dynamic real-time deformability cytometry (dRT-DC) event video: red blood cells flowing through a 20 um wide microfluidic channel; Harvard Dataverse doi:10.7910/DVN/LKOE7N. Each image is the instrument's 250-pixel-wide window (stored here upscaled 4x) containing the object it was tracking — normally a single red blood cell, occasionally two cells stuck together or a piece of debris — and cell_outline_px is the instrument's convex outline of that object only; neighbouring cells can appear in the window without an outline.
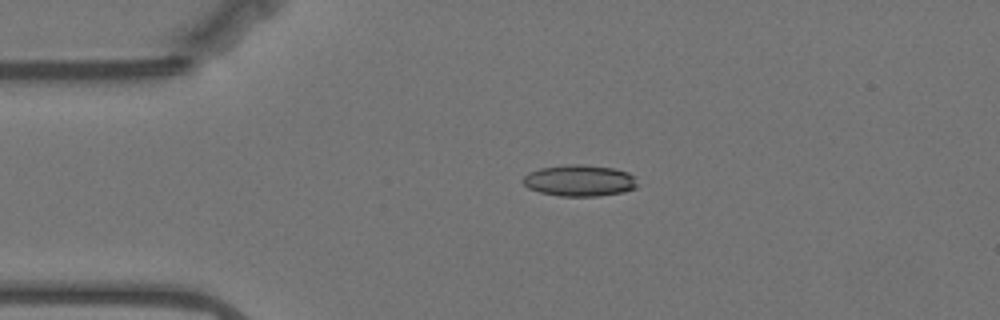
{"species": "Egyptian fruit bat (a non-hibernating species)", "species_latin": "Rousettus aegyptiacus", "temperature_condition": "warm", "stored_images_in_passage": 15, "camera_frame_rate_fps": 3000, "um_per_image_px": 0.085, "animal": {"sex": "female"}, "frame": {"image": 1, "passage_image": 1, "time_ms": 0.0, "image_size_px": [1000, 320], "cell_outline_px": [[636, 188], [624, 192], [596, 196], [560, 196], [540, 192], [528, 188], [524, 184], [524, 176], [528, 172], [540, 168], [568, 164], [580, 164], [616, 168], [628, 172], [632, 176], [636, 184]], "centroid_in_image_um": [49.25, 15.34], "position_along_channel_um": 35.8, "area_um2": 20.87}}
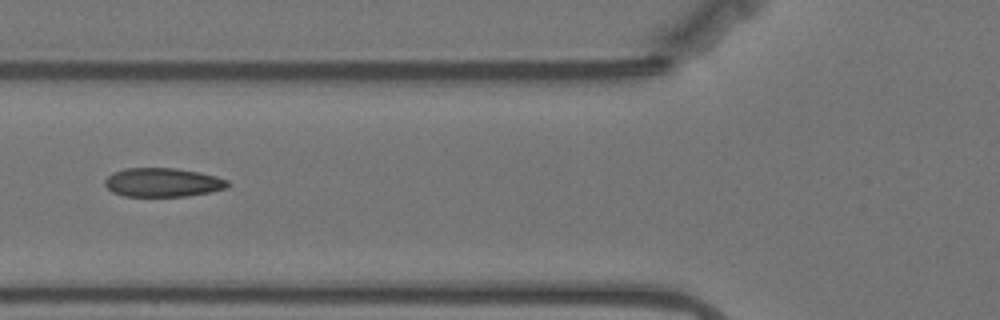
{"frame": {"image": 2, "passage_image": 10, "time_ms": 3.0, "image_size_px": [1000, 320], "cell_outline_px": [[232, 184], [228, 188], [208, 192], [184, 196], [124, 196], [112, 192], [104, 184], [104, 180], [112, 172], [124, 168], [176, 168], [200, 172], [216, 176], [228, 180]], "centroid_in_image_um": [13.84, 15.49], "position_along_channel_um": 112.0, "area_um2": 20.81}}
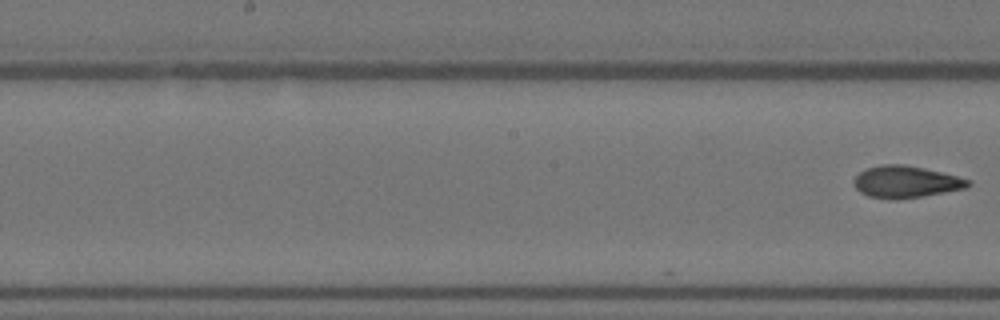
{"frame": {"image": 3, "passage_image": 15, "time_ms": 4.667, "image_size_px": [1000, 320], "cell_outline_px": [[972, 184], [964, 188], [920, 196], [896, 200], [892, 200], [868, 196], [860, 192], [856, 188], [852, 180], [864, 168], [884, 164], [904, 164], [924, 168], [972, 180]], "centroid_in_image_um": [76.95, 15.45], "position_along_channel_um": 171.3, "area_um2": 21.15}}